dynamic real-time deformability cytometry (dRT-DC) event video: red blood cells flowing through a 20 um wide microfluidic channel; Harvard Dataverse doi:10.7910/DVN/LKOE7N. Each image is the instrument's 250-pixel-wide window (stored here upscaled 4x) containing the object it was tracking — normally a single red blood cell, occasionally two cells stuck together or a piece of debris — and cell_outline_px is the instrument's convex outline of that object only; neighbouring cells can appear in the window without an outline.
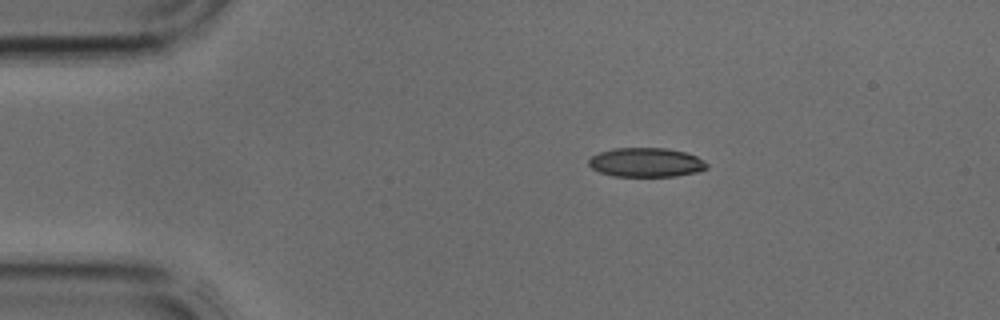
{"species": "common noctule bat (a hibernating species)", "species_latin": "Nyctalus noctula", "temperature_condition": "cold", "stored_images_in_passage": 4, "camera_frame_rate_fps": 3000, "um_per_image_px": 0.085, "animal": {"sex": "male", "body_mass_g": 17.9, "forearm_length_mm": 54.2}, "frame": {"image": 1, "passage_image": 3, "time_ms": 0.667, "image_size_px": [1000, 320], "cell_outline_px": [[708, 168], [700, 172], [676, 176], [612, 176], [600, 172], [592, 168], [588, 164], [588, 160], [592, 156], [600, 152], [612, 148], [664, 148], [684, 152], [696, 156], [704, 160], [708, 164]], "centroid_in_image_um": [54.94, 13.81], "position_along_channel_um": 30.1, "area_um2": 20.17}}